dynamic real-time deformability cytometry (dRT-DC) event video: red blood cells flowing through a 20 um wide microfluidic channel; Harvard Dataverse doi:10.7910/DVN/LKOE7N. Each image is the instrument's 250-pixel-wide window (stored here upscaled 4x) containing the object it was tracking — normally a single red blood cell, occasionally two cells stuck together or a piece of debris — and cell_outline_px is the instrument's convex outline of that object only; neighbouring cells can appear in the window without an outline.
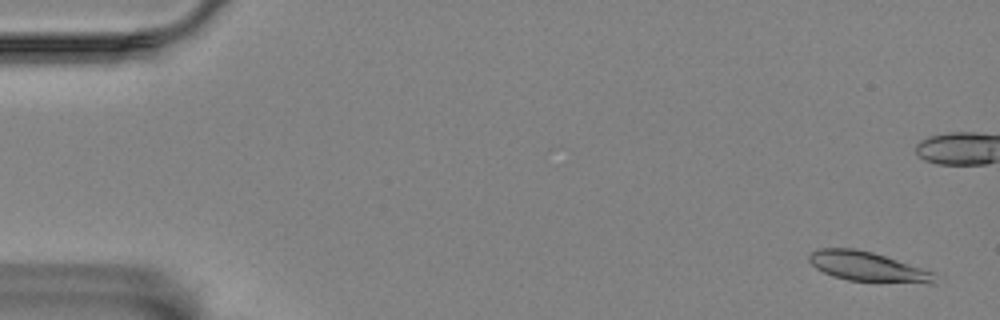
{"species": "Egyptian fruit bat (a non-hibernating species)", "species_latin": "Rousettus aegyptiacus", "temperature_condition": "room temperature", "stored_images_in_passage": 16, "camera_frame_rate_fps": 3000, "um_per_image_px": 0.085, "animal": {"sex": "female"}, "frame": {"image": 1, "passage_image": 3, "time_ms": 0.667, "image_size_px": [1000, 320], "cell_outline_px": [[936, 284], [928, 284], [848, 280], [832, 276], [816, 268], [808, 260], [808, 256], [812, 252], [820, 248], [852, 248], [872, 252], [932, 272]], "centroid_in_image_um": [73.71, 22.67], "position_along_channel_um": 11.3, "area_um2": 21.39}}